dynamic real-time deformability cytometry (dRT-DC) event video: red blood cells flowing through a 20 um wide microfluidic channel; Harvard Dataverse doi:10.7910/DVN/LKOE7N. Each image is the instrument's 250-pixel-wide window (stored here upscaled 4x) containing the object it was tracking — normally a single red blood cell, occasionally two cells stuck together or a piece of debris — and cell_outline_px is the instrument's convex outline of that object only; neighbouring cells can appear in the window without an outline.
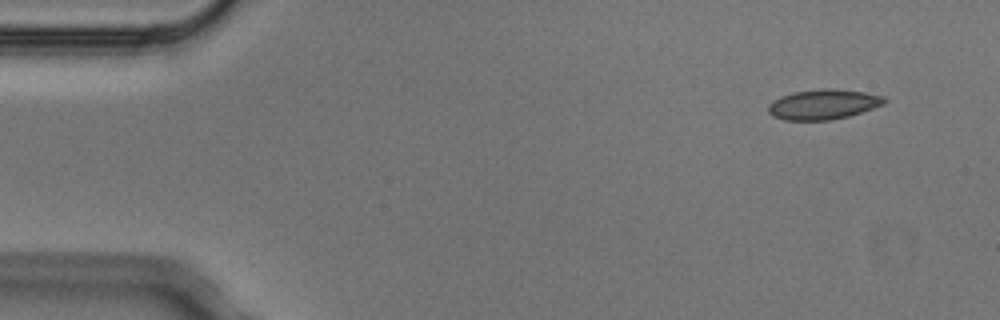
{"species": "Egyptian fruit bat (a non-hibernating species)", "species_latin": "Rousettus aegyptiacus", "temperature_condition": "cold", "stored_images_in_passage": 4, "camera_frame_rate_fps": 3000, "um_per_image_px": 0.085, "animal": {"sex": "male"}, "frame": {"image": 1, "passage_image": 1, "time_ms": 0.0, "image_size_px": [1000, 320], "cell_outline_px": [[888, 100], [884, 104], [848, 116], [832, 120], [784, 120], [772, 116], [768, 112], [768, 104], [780, 96], [792, 92], [824, 88], [832, 88], [864, 92], [884, 96]], "centroid_in_image_um": [69.96, 8.86], "position_along_channel_um": 15.0, "area_um2": 20.4}}